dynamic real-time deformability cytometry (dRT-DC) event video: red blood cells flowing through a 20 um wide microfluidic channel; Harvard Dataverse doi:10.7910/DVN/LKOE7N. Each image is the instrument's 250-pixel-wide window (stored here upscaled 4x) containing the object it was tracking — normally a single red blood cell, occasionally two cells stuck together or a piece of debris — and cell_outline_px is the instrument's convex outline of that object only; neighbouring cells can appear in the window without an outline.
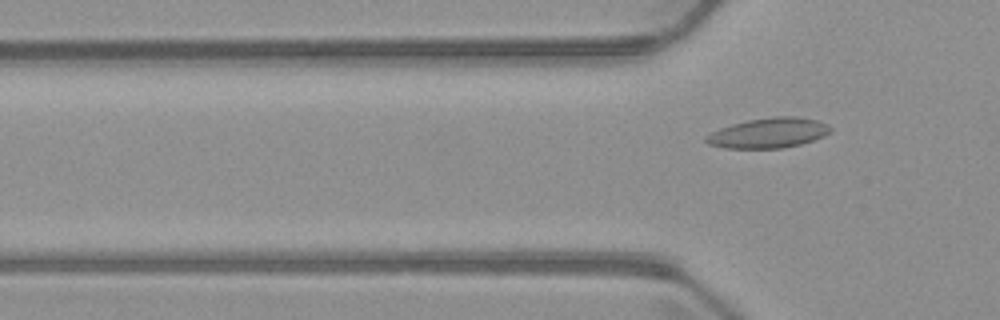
{"species": "common noctule bat (a hibernating species)", "species_latin": "Nyctalus noctula", "temperature_condition": "warm", "stored_images_in_passage": 5, "camera_frame_rate_fps": 3000, "um_per_image_px": 0.085, "animal": {"sex": "male", "body_mass_g": 23.1, "forearm_length_mm": 52.7}, "frame": {"image": 1, "passage_image": 5, "time_ms": 5.0, "image_size_px": [1000, 320], "cell_outline_px": [[832, 132], [824, 136], [800, 144], [784, 148], [724, 148], [708, 144], [704, 140], [704, 136], [720, 128], [732, 124], [748, 120], [772, 116], [796, 116], [816, 120], [828, 124], [832, 128]], "centroid_in_image_um": [65.33, 11.3], "position_along_channel_um": 60.5, "area_um2": 21.91}}